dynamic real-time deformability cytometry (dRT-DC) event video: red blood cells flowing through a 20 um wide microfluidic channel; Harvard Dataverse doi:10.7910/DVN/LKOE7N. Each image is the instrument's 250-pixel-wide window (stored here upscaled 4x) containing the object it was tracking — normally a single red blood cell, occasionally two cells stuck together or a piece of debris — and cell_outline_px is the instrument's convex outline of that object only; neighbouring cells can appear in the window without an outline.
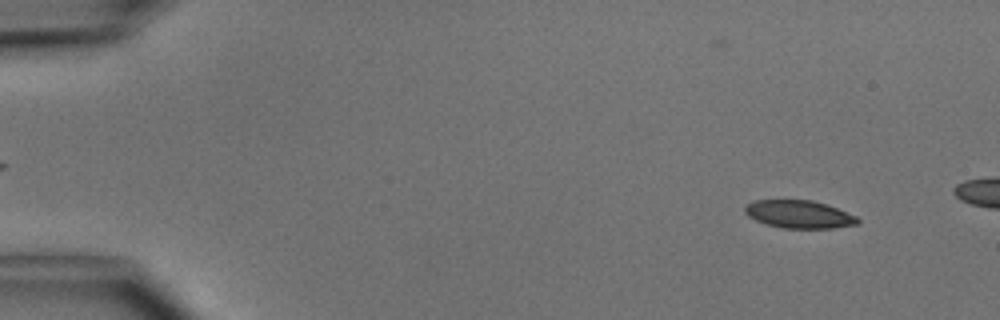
{"species": "common noctule bat (a hibernating species)", "species_latin": "Nyctalus noctula", "temperature_condition": "cold", "stored_images_in_passage": 12, "camera_frame_rate_fps": 3000, "um_per_image_px": 0.085, "animal": {"sex": "male", "body_mass_g": 15.6}, "frame": {"image": 1, "passage_image": 4, "time_ms": 1.0, "image_size_px": [1000, 320], "cell_outline_px": [[860, 224], [832, 228], [784, 228], [768, 224], [756, 220], [748, 216], [744, 212], [744, 204], [752, 200], [812, 200], [828, 204], [856, 216], [860, 220]], "centroid_in_image_um": [67.92, 18.2], "position_along_channel_um": 17.1, "area_um2": 18.44}}